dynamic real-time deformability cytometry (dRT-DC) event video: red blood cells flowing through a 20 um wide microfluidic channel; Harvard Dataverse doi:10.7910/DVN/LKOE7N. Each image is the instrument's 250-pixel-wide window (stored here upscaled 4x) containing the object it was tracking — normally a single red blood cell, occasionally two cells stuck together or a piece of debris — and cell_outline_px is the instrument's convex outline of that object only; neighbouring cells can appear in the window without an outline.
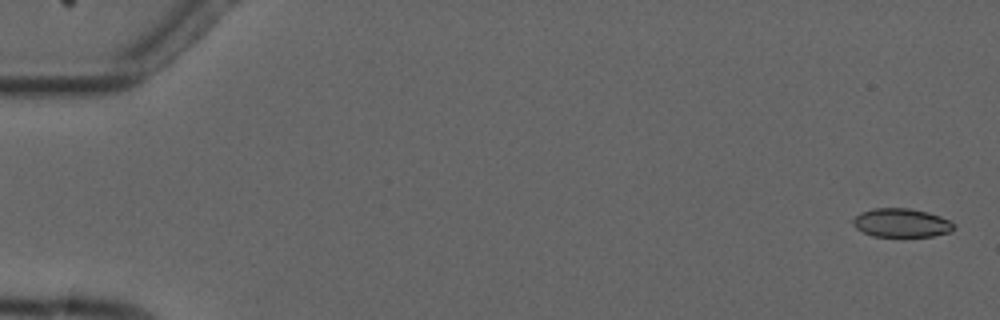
{"species": "common noctule bat (a hibernating species)", "species_latin": "Nyctalus noctula", "temperature_condition": "cold", "stored_images_in_passage": 4, "camera_frame_rate_fps": 3000, "um_per_image_px": 0.085, "animal": {"sex": "male", "forearm_length_mm": 52.5}, "frame": {"image": 1, "passage_image": 1, "time_ms": 0.0, "image_size_px": [1000, 320], "cell_outline_px": [[956, 228], [952, 232], [932, 236], [872, 236], [856, 228], [852, 224], [852, 220], [860, 212], [872, 208], [908, 208], [928, 212], [940, 216], [956, 224]], "centroid_in_image_um": [76.64, 18.94], "position_along_channel_um": 8.4, "area_um2": 16.99}}
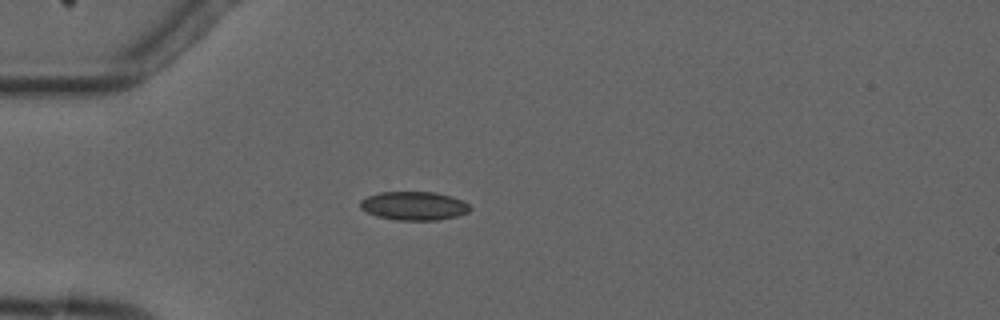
{"frame": {"image": 2, "passage_image": 4, "time_ms": 4.667, "image_size_px": [1000, 320], "cell_outline_px": [[472, 208], [468, 212], [456, 216], [436, 220], [396, 220], [376, 216], [360, 208], [360, 200], [368, 196], [380, 192], [436, 192], [452, 196], [464, 200]], "centroid_in_image_um": [35.2, 17.49], "position_along_channel_um": 49.8, "area_um2": 18.38}}